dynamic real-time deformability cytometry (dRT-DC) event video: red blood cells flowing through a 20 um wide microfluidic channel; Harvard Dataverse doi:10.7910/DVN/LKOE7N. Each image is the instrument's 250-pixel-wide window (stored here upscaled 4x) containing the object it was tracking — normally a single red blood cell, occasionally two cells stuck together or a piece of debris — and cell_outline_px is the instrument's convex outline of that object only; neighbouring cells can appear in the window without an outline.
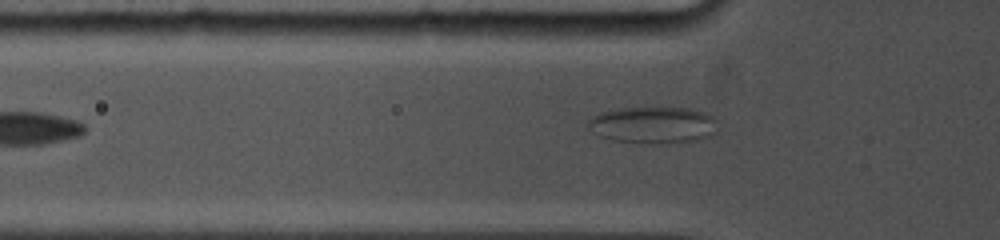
{"species": "common noctule bat (a hibernating species)", "species_latin": "Nyctalus noctula", "temperature_condition": "cold", "stored_images_in_passage": 6, "camera_frame_rate_fps": 5000, "um_per_image_px": 0.085, "animal": {"sex": "female", "body_mass_g": 19.0, "forearm_length_mm": 53.3}, "frame": {"image": 1, "passage_image": 6, "time_ms": 3.6, "image_size_px": [1000, 240], "cell_outline_px": [[716, 120], [712, 132], [708, 136], [696, 140], [660, 144], [648, 144], [612, 140], [600, 136], [592, 132], [588, 128], [588, 120], [592, 116], [600, 112], [620, 108], [692, 108], [708, 112], [716, 116]], "centroid_in_image_um": [55.49, 10.62], "position_along_channel_um": 70.3, "area_um2": 27.92}}